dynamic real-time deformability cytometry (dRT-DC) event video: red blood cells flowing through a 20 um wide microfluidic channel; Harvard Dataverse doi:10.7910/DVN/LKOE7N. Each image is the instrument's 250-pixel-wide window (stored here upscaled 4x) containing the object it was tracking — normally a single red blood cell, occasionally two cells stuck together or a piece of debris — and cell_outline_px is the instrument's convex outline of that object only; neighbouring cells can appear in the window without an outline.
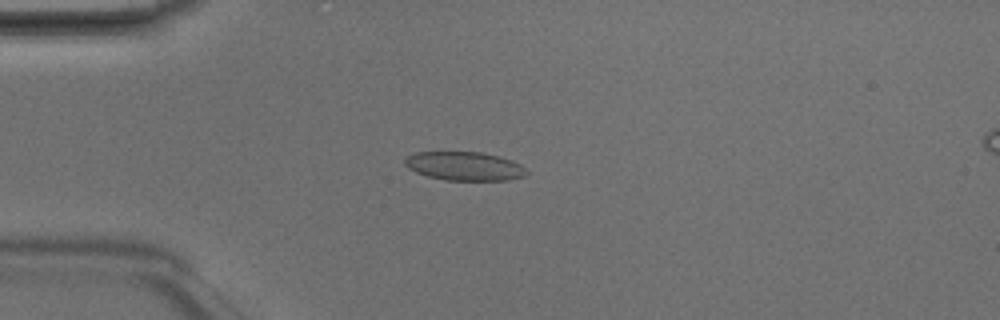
{"species": "Egyptian fruit bat (a non-hibernating species)", "species_latin": "Rousettus aegyptiacus", "temperature_condition": "room temperature", "stored_images_in_passage": 40, "camera_frame_rate_fps": 3000, "um_per_image_px": 0.085, "animal": {"sex": "male"}, "frame": {"image": 1, "passage_image": 4, "time_ms": 1.0, "image_size_px": [1000, 320], "cell_outline_px": [[528, 172], [524, 176], [508, 180], [444, 180], [428, 176], [416, 172], [408, 168], [404, 164], [404, 160], [408, 156], [416, 152], [480, 152], [500, 156], [512, 160], [520, 164]], "centroid_in_image_um": [39.48, 14.12], "position_along_channel_um": 45.5, "area_um2": 20.35}}
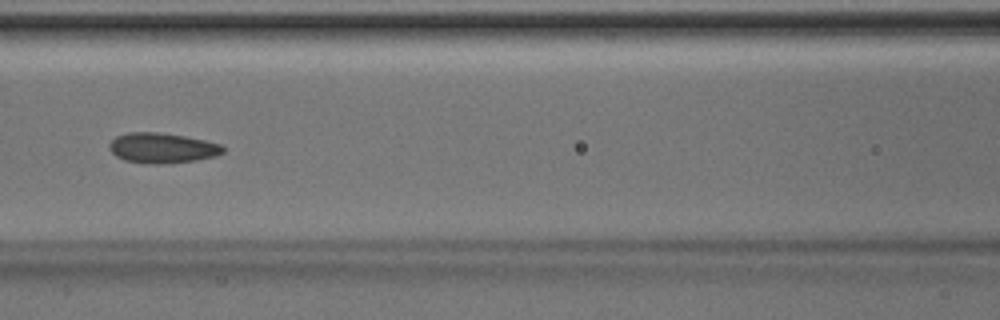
{"frame": {"image": 2, "passage_image": 13, "time_ms": 4.0, "image_size_px": [1000, 320], "cell_outline_px": [[224, 152], [216, 156], [196, 160], [160, 164], [148, 164], [124, 160], [116, 156], [108, 148], [108, 144], [116, 136], [128, 132], [156, 132], [184, 136], [204, 140], [220, 144], [224, 148]], "centroid_in_image_um": [13.76, 12.58], "position_along_channel_um": 152.8, "area_um2": 20.0}}
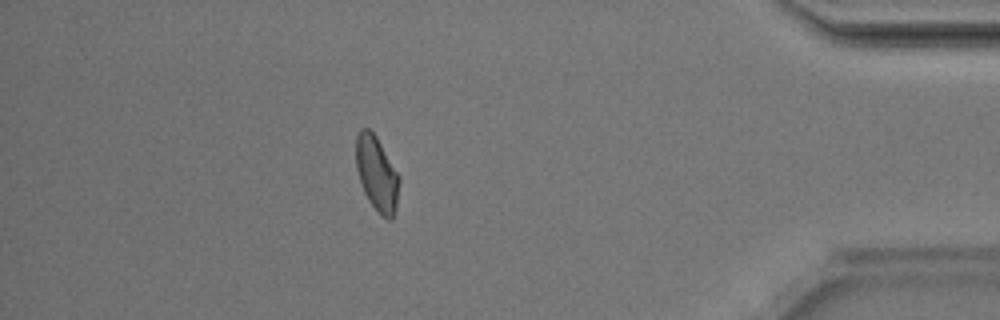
{"frame": {"image": 3, "passage_image": 34, "time_ms": 11.0, "image_size_px": [1000, 320], "cell_outline_px": [[400, 180], [396, 208], [392, 220], [388, 220], [380, 216], [376, 212], [368, 200], [364, 192], [356, 168], [356, 136], [360, 128], [368, 128], [376, 136], [400, 176]], "centroid_in_image_um": [32.03, 14.8], "position_along_channel_um": 403.2, "area_um2": 19.02}}